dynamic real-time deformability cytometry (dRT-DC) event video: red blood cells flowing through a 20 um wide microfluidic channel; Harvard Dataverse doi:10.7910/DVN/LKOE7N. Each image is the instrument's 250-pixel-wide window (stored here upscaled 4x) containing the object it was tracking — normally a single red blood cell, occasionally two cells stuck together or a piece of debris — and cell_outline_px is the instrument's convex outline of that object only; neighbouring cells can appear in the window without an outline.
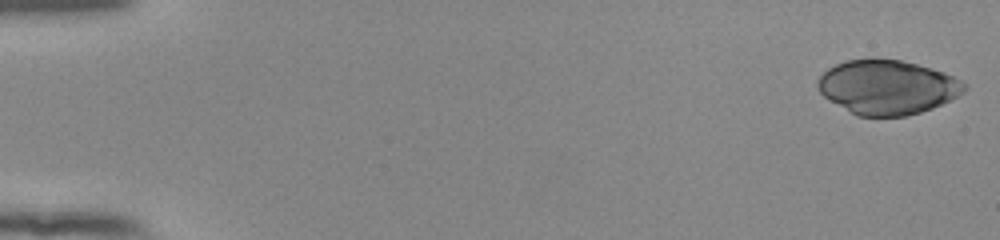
{"species": "human", "species_latin": "Homo sapiens", "temperature_condition": "room temperature", "stored_images_in_passage": 52, "camera_frame_rate_fps": 3000, "um_per_image_px": 0.085, "donor": {"sex": "female"}, "frame": {"image": 1, "passage_image": 1, "time_ms": 0.0, "image_size_px": [1000, 240], "cell_outline_px": [[968, 88], [964, 92], [932, 108], [920, 112], [904, 116], [856, 116], [828, 100], [820, 92], [816, 84], [816, 80], [828, 68], [836, 64], [848, 60], [900, 60], [916, 64], [944, 72], [968, 84]], "centroid_in_image_um": [75.4, 7.43], "position_along_channel_um": 9.6, "area_um2": 46.01}}
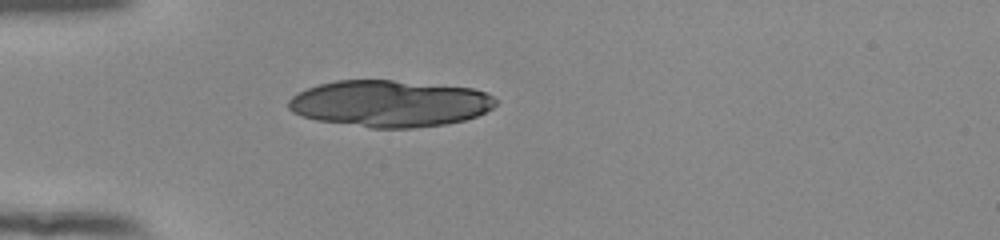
{"frame": {"image": 2, "passage_image": 16, "time_ms": 5.0, "image_size_px": [1000, 240], "cell_outline_px": [[500, 100], [492, 108], [476, 116], [464, 120], [448, 124], [412, 128], [372, 128], [316, 120], [300, 116], [292, 112], [288, 108], [288, 100], [292, 96], [308, 88], [320, 84], [336, 80], [392, 80], [472, 88], [484, 92]], "centroid_in_image_um": [33.12, 8.81], "position_along_channel_um": 51.9, "area_um2": 56.41}}
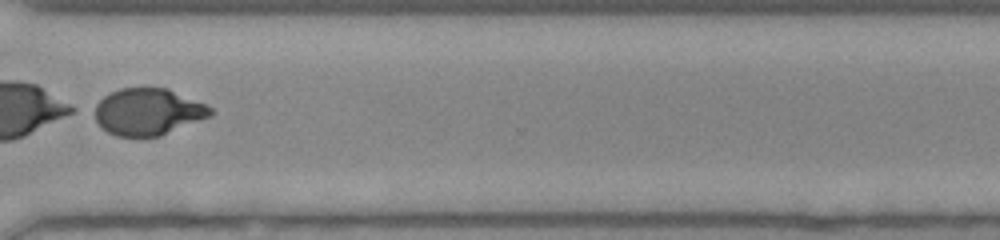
{"frame": {"image": 3, "passage_image": 41, "time_ms": 13.333, "image_size_px": [1000, 240], "cell_outline_px": [[212, 116], [160, 136], [116, 136], [108, 132], [96, 120], [88, 108], [108, 92], [120, 88], [168, 88], [204, 104], [212, 108]], "centroid_in_image_um": [12.5, 9.49], "position_along_channel_um": 358.1, "area_um2": 31.96}}